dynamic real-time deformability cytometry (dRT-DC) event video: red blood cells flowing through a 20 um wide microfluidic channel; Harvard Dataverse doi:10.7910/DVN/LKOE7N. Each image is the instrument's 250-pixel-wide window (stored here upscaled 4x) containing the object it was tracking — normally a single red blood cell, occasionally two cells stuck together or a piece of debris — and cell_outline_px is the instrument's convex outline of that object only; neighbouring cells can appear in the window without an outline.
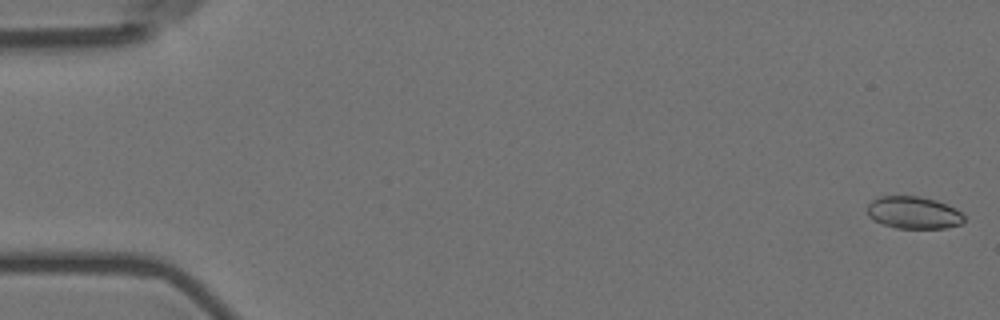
{"species": "Egyptian fruit bat (a non-hibernating species)", "species_latin": "Rousettus aegyptiacus", "temperature_condition": "room temperature", "stored_images_in_passage": 7, "camera_frame_rate_fps": 3000, "um_per_image_px": 0.085, "animal": {"sex": "female"}, "frame": {"image": 1, "passage_image": 1, "time_ms": 0.0, "image_size_px": [1000, 320], "cell_outline_px": [[964, 220], [960, 224], [944, 228], [896, 228], [884, 224], [868, 216], [868, 204], [872, 200], [880, 196], [920, 196], [936, 200], [956, 208], [964, 216]], "centroid_in_image_um": [77.66, 18.06], "position_along_channel_um": 7.3, "area_um2": 18.09}}
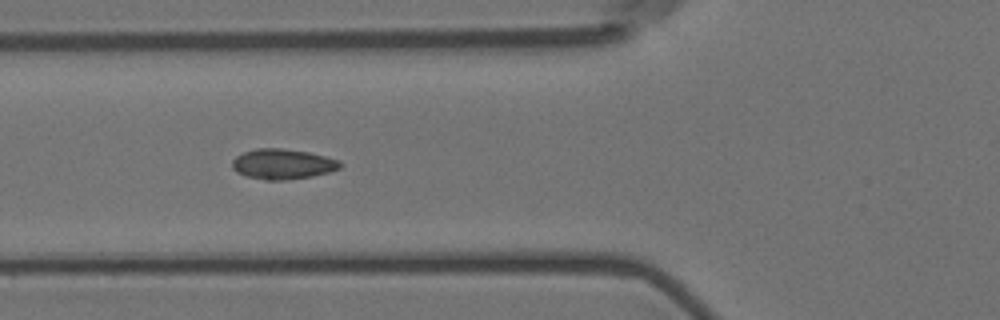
{"frame": {"image": 2, "passage_image": 6, "time_ms": 1.667, "image_size_px": [1000, 320], "cell_outline_px": [[344, 164], [340, 168], [328, 172], [312, 176], [284, 180], [264, 180], [248, 176], [236, 172], [232, 168], [232, 160], [236, 156], [244, 152], [256, 148], [280, 148], [308, 152], [340, 160]], "centroid_in_image_um": [24.03, 13.94], "position_along_channel_um": 101.8, "area_um2": 19.02}}
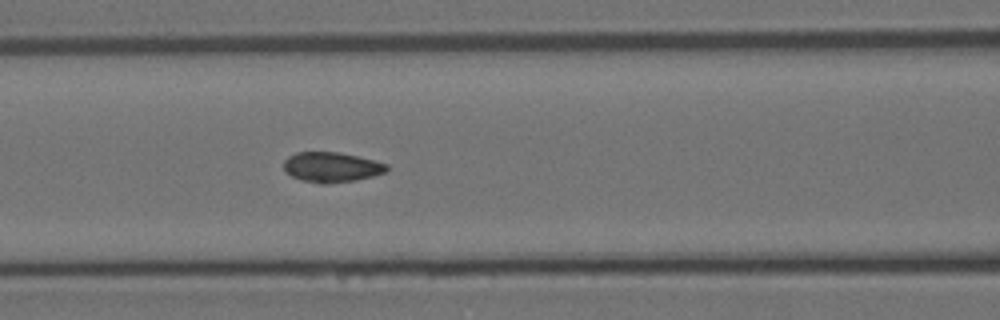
{"frame": {"image": 3, "passage_image": 7, "time_ms": 2.0, "image_size_px": [1000, 320], "cell_outline_px": [[388, 172], [356, 180], [324, 184], [320, 184], [304, 180], [292, 176], [284, 172], [284, 160], [288, 156], [296, 152], [340, 152], [388, 164]], "centroid_in_image_um": [28.17, 14.21], "position_along_channel_um": 138.4, "area_um2": 18.03}}